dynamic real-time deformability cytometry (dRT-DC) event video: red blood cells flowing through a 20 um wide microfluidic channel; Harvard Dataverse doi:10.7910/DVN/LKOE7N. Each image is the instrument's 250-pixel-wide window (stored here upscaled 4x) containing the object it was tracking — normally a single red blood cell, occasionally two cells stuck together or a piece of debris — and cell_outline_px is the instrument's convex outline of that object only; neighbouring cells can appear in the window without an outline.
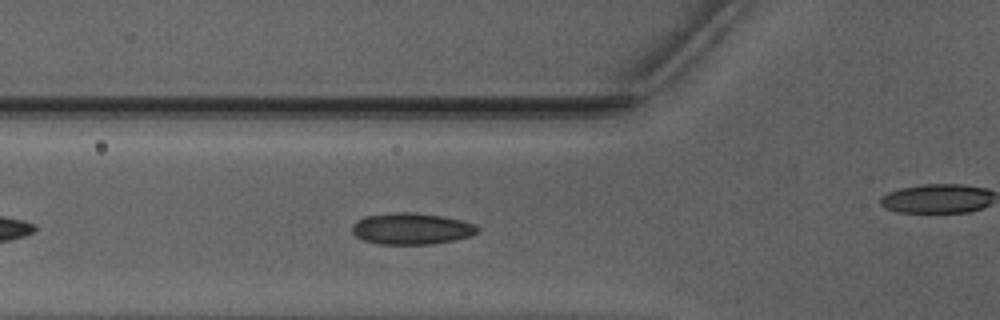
{"species": "Egyptian fruit bat (a non-hibernating species)", "species_latin": "Rousettus aegyptiacus", "temperature_condition": "warm", "stored_images_in_passage": 42, "camera_frame_rate_fps": 3000, "um_per_image_px": 0.085, "animal": {"sex": "male"}, "frame": {"image": 1, "passage_image": 8, "time_ms": 2.333, "image_size_px": [1000, 320], "cell_outline_px": [[480, 228], [476, 232], [468, 236], [456, 240], [432, 244], [376, 244], [364, 240], [356, 236], [352, 232], [352, 224], [356, 220], [364, 216], [392, 212], [412, 212], [444, 216], [476, 224]], "centroid_in_image_um": [34.95, 19.43], "position_along_channel_um": 90.9, "area_um2": 23.18}}
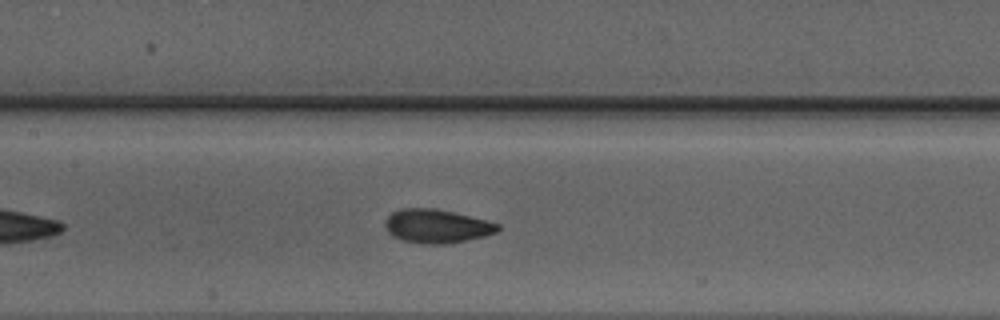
{"frame": {"image": 2, "passage_image": 14, "time_ms": 4.333, "image_size_px": [1000, 320], "cell_outline_px": [[500, 228], [496, 232], [484, 236], [448, 244], [420, 244], [400, 240], [392, 236], [388, 232], [384, 224], [384, 220], [392, 212], [400, 208], [436, 208], [488, 220], [500, 224]], "centroid_in_image_um": [37.09, 19.22], "position_along_channel_um": 170.3, "area_um2": 22.43}}
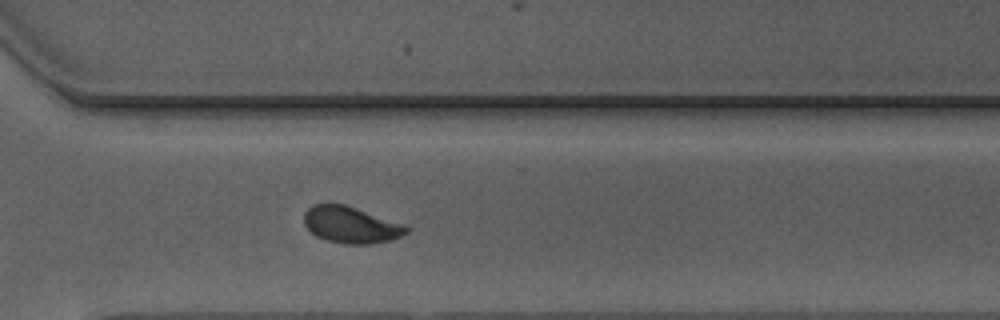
{"frame": {"image": 3, "passage_image": 27, "time_ms": 8.667, "image_size_px": [1000, 320], "cell_outline_px": [[408, 232], [400, 236], [388, 240], [368, 244], [344, 244], [328, 240], [316, 236], [304, 224], [304, 212], [312, 204], [344, 204], [404, 224], [408, 228]], "centroid_in_image_um": [29.8, 19.1], "position_along_channel_um": 340.8, "area_um2": 21.5}, "authors_computed_cell_mechanics": {"area_um2": 21.6172, "velocity_mm_per_s": 3.9451, "shape_relaxation_time_tau1_ms": 3.0956, "shape_relaxation_time_tau2_ms": 0.9669, "deformation_change_tau1": 0.1266, "deformation_change_tau2": 0.046}}